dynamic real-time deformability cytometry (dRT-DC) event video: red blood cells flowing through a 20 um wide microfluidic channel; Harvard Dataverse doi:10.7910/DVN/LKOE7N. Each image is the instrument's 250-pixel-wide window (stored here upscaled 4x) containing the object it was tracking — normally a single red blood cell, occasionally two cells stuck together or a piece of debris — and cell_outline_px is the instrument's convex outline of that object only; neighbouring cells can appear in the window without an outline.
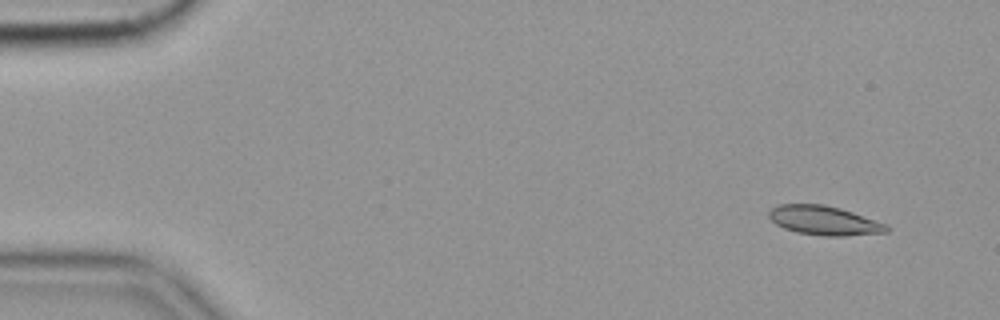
{"species": "common noctule bat (a hibernating species)", "species_latin": "Nyctalus noctula", "temperature_condition": "cold", "stored_images_in_passage": 57, "camera_frame_rate_fps": 3000, "um_per_image_px": 0.085, "animal": {"sex": "female", "body_mass_g": 19.9}, "frame": {"image": 1, "passage_image": 5, "time_ms": 1.333, "image_size_px": [1000, 320], "cell_outline_px": [[888, 232], [844, 236], [824, 236], [796, 232], [784, 228], [776, 224], [768, 216], [768, 212], [772, 208], [780, 204], [824, 204], [840, 208], [852, 212], [884, 224], [888, 228]], "centroid_in_image_um": [70.0, 18.74], "position_along_channel_um": 15.0, "area_um2": 19.77}}
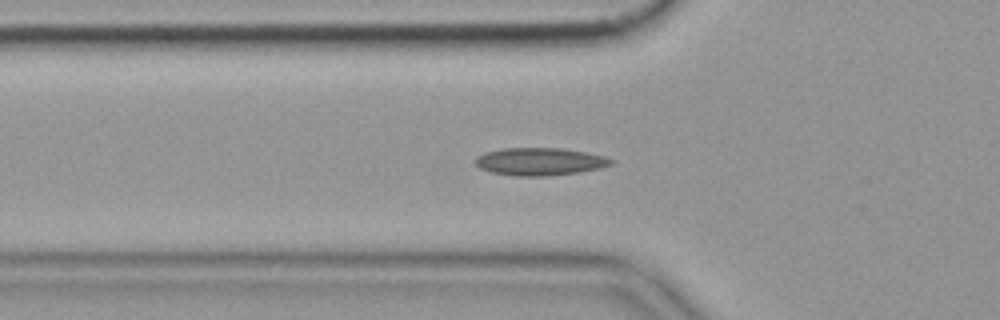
{"frame": {"image": 2, "passage_image": 20, "time_ms": 6.333, "image_size_px": [1000, 320], "cell_outline_px": [[616, 160], [612, 164], [600, 168], [576, 172], [544, 176], [516, 176], [492, 172], [480, 168], [476, 164], [476, 156], [484, 152], [500, 148], [560, 148], [588, 152], [604, 156]], "centroid_in_image_um": [45.89, 13.72], "position_along_channel_um": 79.9, "area_um2": 21.85}}
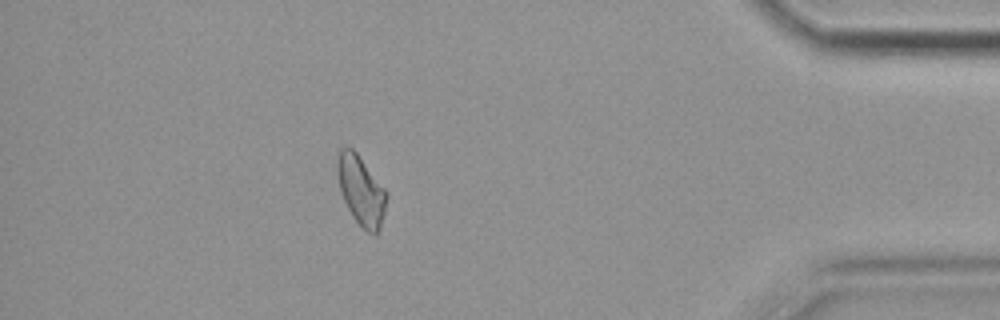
{"frame": {"image": 3, "passage_image": 51, "time_ms": 16.667, "image_size_px": [1000, 320], "cell_outline_px": [[388, 192], [384, 212], [380, 228], [376, 236], [372, 236], [352, 216], [340, 192], [336, 172], [336, 164], [340, 148], [352, 148], [356, 152]], "centroid_in_image_um": [30.68, 16.2], "position_along_channel_um": 404.5, "area_um2": 19.88}, "authors_computed_cell_mechanics": {"area_um2": 19.941, "velocity_mm_per_s": 3.5518, "shape_relaxation_time_tau1_ms": null, "shape_relaxation_time_tau2_ms": 5.5058, "deformation_change_tau1": null, "deformation_change_tau2": 0.095}}